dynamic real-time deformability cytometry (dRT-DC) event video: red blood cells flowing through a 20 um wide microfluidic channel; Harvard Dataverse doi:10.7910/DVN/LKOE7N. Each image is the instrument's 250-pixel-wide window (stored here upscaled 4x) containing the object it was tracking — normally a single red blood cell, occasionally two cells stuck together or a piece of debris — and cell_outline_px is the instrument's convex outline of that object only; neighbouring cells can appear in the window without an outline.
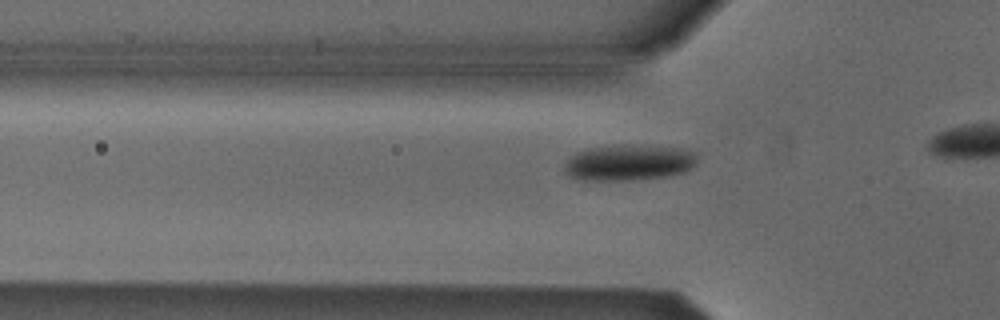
{"species": "Egyptian fruit bat (a non-hibernating species)", "species_latin": "Rousettus aegyptiacus", "temperature_condition": "cold", "stored_images_in_passage": 8, "camera_frame_rate_fps": 3000, "um_per_image_px": 0.085, "animal": {"sex": "male"}, "frame": {"image": 1, "passage_image": 2, "time_ms": 0.333, "image_size_px": [1000, 320], "cell_outline_px": [[696, 164], [692, 168], [684, 172], [668, 176], [632, 180], [584, 180], [568, 176], [564, 172], [564, 164], [576, 152], [588, 148], [624, 144], [680, 148], [692, 152], [696, 156]], "centroid_in_image_um": [53.43, 13.82], "position_along_channel_um": 72.4, "area_um2": 27.86}}
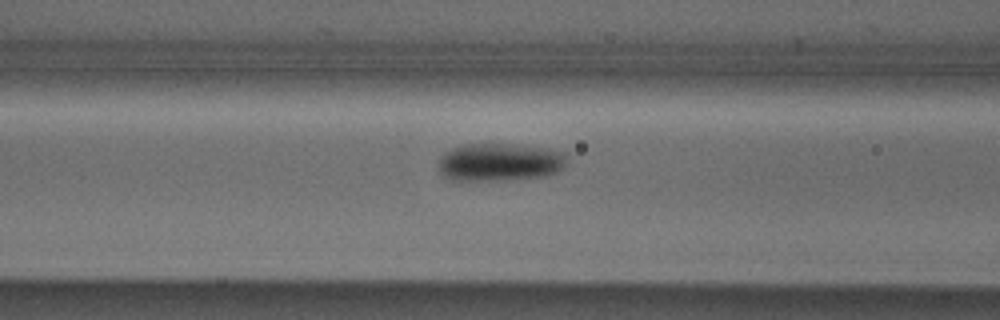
{"frame": {"image": 2, "passage_image": 6, "time_ms": 1.667, "image_size_px": [1000, 320], "cell_outline_px": [[568, 156], [564, 168], [548, 176], [504, 180], [452, 180], [440, 176], [440, 156], [444, 152], [452, 148], [464, 144], [508, 144], [544, 148], [564, 152]], "centroid_in_image_um": [42.48, 13.79], "position_along_channel_um": 124.1, "area_um2": 28.55}}